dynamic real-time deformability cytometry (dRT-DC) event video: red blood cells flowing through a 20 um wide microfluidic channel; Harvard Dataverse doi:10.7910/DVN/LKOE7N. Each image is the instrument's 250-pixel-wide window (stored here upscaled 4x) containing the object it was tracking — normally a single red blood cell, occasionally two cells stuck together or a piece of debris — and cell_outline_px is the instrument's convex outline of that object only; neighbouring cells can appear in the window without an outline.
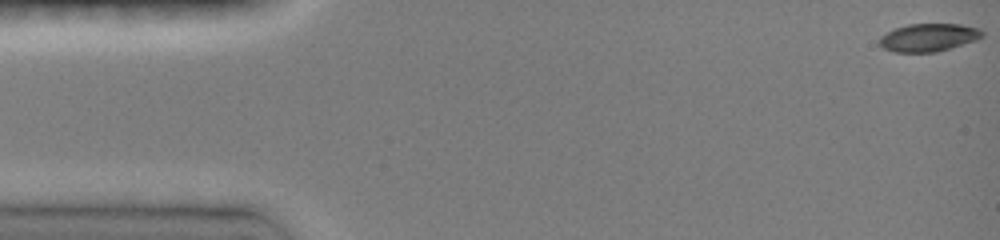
{"species": "common noctule bat (a hibernating species)", "species_latin": "Nyctalus noctula", "temperature_condition": "room temperature", "stored_images_in_passage": 23, "camera_frame_rate_fps": 3000, "um_per_image_px": 0.085, "animal": {"sex": "female", "body_mass_g": 19.0, "forearm_length_mm": 51.5}, "frame": {"image": 1, "passage_image": 1, "time_ms": 0.0, "image_size_px": [1000, 240], "cell_outline_px": [[984, 36], [976, 40], [936, 52], [896, 52], [884, 48], [880, 44], [880, 36], [896, 28], [908, 24], [960, 24], [980, 28], [984, 32]], "centroid_in_image_um": [78.97, 3.18], "position_along_channel_um": 6.0, "area_um2": 16.59}}
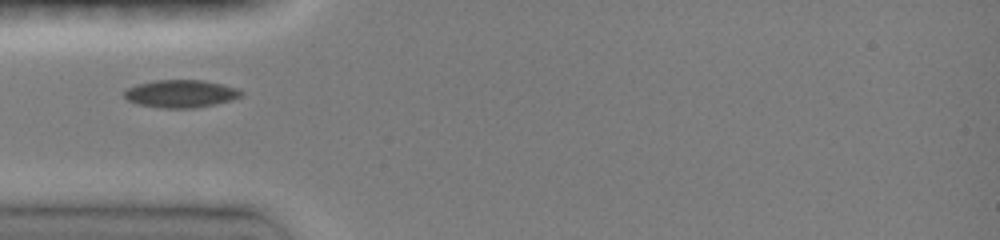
{"frame": {"image": 2, "passage_image": 8, "time_ms": 4.667, "image_size_px": [1000, 240], "cell_outline_px": [[244, 96], [232, 100], [216, 104], [196, 108], [160, 108], [140, 104], [128, 100], [124, 96], [124, 92], [128, 88], [136, 84], [156, 80], [204, 80], [240, 88], [244, 92]], "centroid_in_image_um": [15.44, 7.96], "position_along_channel_um": 69.6, "area_um2": 19.07}}
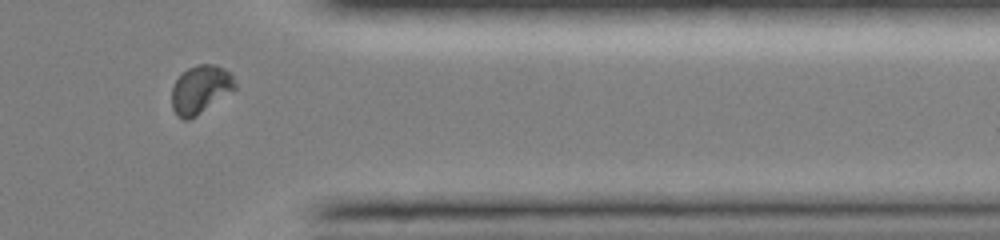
{"frame": {"image": 3, "passage_image": 21, "time_ms": 12.667, "image_size_px": [1000, 240], "cell_outline_px": [[236, 88], [196, 116], [188, 120], [184, 120], [176, 116], [172, 108], [172, 88], [176, 80], [188, 68], [196, 64], [216, 64], [232, 72], [236, 84]], "centroid_in_image_um": [17.04, 7.59], "position_along_channel_um": 394.4, "area_um2": 17.8}, "authors_computed_cell_mechanics": {"area_um2": 17.3978, "velocity_mm_per_s": 4.1044, "shape_relaxation_time_tau1_ms": 4.4493, "shape_relaxation_time_tau2_ms": null, "deformation_change_tau1": 0.1162, "deformation_change_tau2": null}}